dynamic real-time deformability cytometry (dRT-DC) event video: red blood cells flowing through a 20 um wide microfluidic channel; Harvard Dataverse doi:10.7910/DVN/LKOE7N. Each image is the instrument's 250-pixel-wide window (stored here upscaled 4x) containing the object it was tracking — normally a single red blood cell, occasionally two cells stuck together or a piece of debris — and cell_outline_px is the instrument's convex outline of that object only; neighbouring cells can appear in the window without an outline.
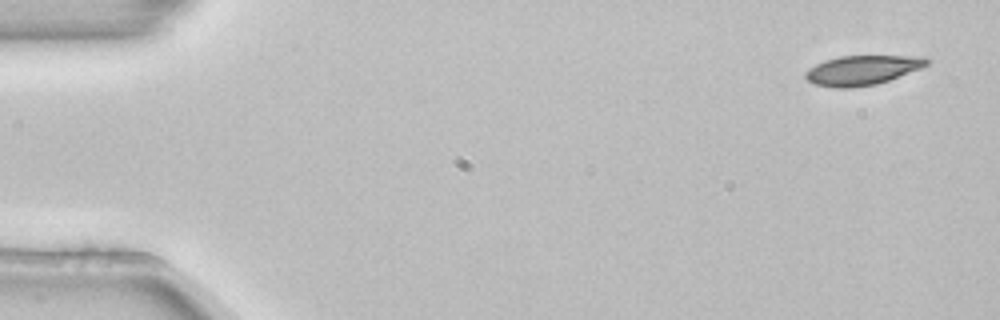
{"species": "common noctule bat (a hibernating species)", "species_latin": "Nyctalus noctula", "temperature_condition": "room temperature", "stored_images_in_passage": 3, "camera_frame_rate_fps": 3000, "um_per_image_px": 0.085, "animal": {"sex": "female", "body_mass_g": 22.7, "forearm_length_mm": 54.2}, "frame": {"image": 1, "passage_image": 1, "time_ms": 0.0, "image_size_px": [1000, 320], "cell_outline_px": [[932, 60], [928, 64], [920, 68], [888, 80], [876, 84], [852, 88], [836, 88], [816, 84], [808, 80], [804, 76], [804, 72], [808, 68], [824, 60], [840, 56], [924, 56]], "centroid_in_image_um": [73.28, 5.96], "position_along_channel_um": 11.7, "area_um2": 20.87}}